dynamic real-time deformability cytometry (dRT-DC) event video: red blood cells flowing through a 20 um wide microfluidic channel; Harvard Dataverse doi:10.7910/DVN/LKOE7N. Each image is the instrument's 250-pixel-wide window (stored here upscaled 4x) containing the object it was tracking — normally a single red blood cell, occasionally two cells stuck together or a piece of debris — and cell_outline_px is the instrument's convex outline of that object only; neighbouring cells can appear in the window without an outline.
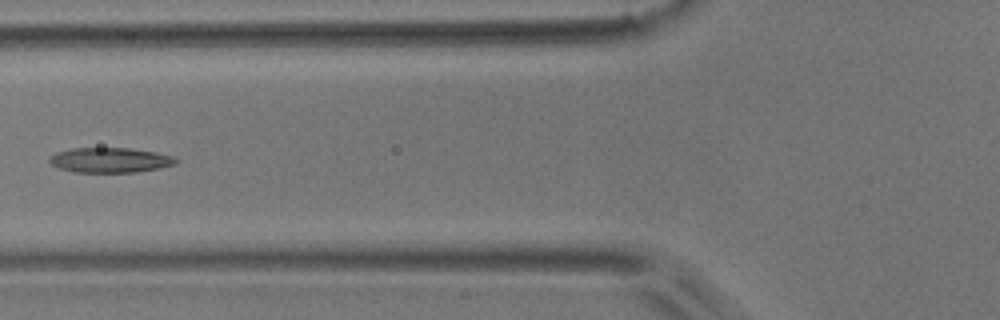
{"species": "common noctule bat (a hibernating species)", "species_latin": "Nyctalus noctula", "temperature_condition": "room temperature", "stored_images_in_passage": 7, "camera_frame_rate_fps": 3000, "um_per_image_px": 0.085, "animal": {"sex": "male", "body_mass_g": 17.9}, "frame": {"image": 1, "passage_image": 6, "time_ms": 1.667, "image_size_px": [1000, 320], "cell_outline_px": [[180, 160], [176, 164], [160, 168], [136, 172], [72, 172], [60, 168], [52, 164], [48, 160], [56, 152], [72, 148], [128, 148], [156, 152], [172, 156]], "centroid_in_image_um": [9.39, 13.61], "position_along_channel_um": 116.4, "area_um2": 18.38}}
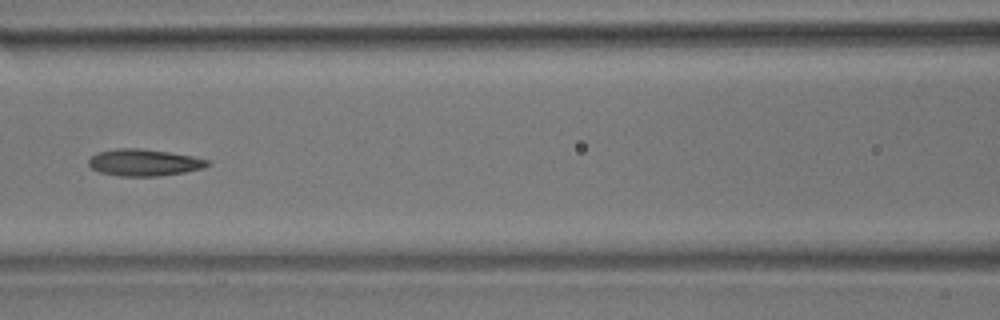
{"frame": {"image": 2, "passage_image": 7, "time_ms": 2.0, "image_size_px": [1000, 320], "cell_outline_px": [[212, 164], [204, 168], [184, 172], [160, 176], [120, 176], [100, 172], [92, 168], [88, 164], [88, 160], [92, 156], [100, 152], [120, 148], [136, 148], [168, 152], [192, 156], [212, 160]], "centroid_in_image_um": [12.31, 13.82], "position_along_channel_um": 154.3, "area_um2": 18.5}}